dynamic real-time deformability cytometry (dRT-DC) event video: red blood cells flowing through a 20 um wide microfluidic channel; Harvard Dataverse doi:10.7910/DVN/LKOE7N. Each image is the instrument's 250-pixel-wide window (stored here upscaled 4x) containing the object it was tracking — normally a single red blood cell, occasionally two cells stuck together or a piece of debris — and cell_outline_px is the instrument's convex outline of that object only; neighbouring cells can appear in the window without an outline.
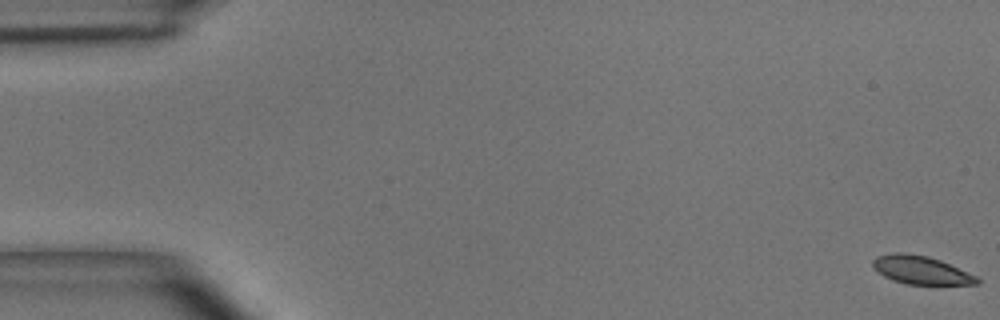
{"species": "common noctule bat (a hibernating species)", "species_latin": "Nyctalus noctula", "temperature_condition": "room temperature", "stored_images_in_passage": 6, "segment_of_instrument_passage": [1, 2], "camera_frame_rate_fps": 3000, "um_per_image_px": 0.085, "animal": {"sex": "male", "body_mass_g": 15.6}, "frame": {"image": 1, "passage_image": 1, "time_ms": 0.0, "image_size_px": [1000, 320], "cell_outline_px": [[980, 284], [908, 284], [892, 280], [884, 276], [872, 268], [872, 260], [876, 256], [892, 252], [908, 252], [928, 256], [940, 260], [976, 276], [980, 280]], "centroid_in_image_um": [78.23, 22.93], "position_along_channel_um": 6.8, "area_um2": 17.22}}
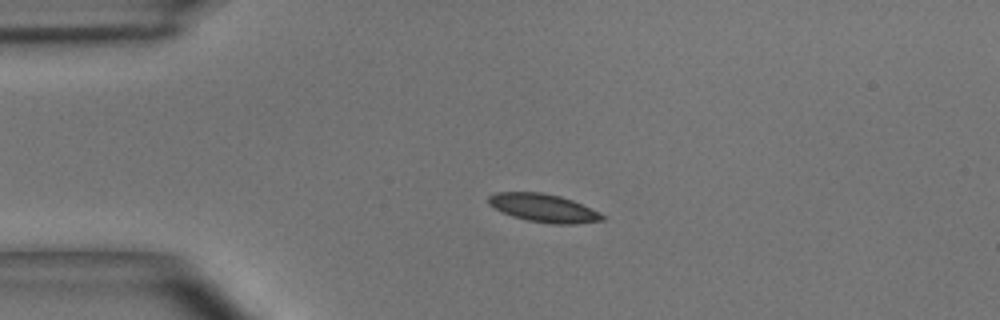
{"frame": {"image": 2, "passage_image": 4, "time_ms": 1.0, "image_size_px": [1000, 320], "cell_outline_px": [[604, 220], [576, 224], [552, 224], [528, 220], [512, 216], [488, 204], [488, 196], [496, 192], [540, 192], [560, 196], [572, 200], [600, 212], [604, 216]], "centroid_in_image_um": [46.21, 17.68], "position_along_channel_um": 38.8, "area_um2": 18.55}}